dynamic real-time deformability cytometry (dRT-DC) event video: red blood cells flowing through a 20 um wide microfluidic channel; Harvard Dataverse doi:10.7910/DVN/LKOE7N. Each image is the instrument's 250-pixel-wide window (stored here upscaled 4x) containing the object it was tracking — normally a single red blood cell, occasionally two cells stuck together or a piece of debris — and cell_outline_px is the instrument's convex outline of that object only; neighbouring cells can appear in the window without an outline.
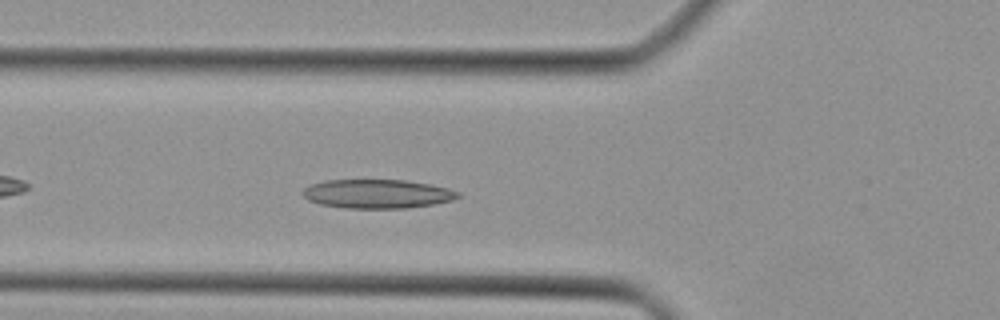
{"species": "Egyptian fruit bat (a non-hibernating species)", "species_latin": "Rousettus aegyptiacus", "temperature_condition": "cold", "stored_images_in_passage": 33, "camera_frame_rate_fps": 3000, "um_per_image_px": 0.085, "animal": {"sex": "female"}, "frame": {"image": 1, "passage_image": 5, "time_ms": 1.333, "image_size_px": [1000, 320], "cell_outline_px": [[460, 196], [452, 200], [432, 204], [408, 208], [348, 208], [320, 204], [308, 200], [300, 192], [304, 188], [312, 184], [324, 180], [404, 180], [432, 184], [448, 188], [460, 192]], "centroid_in_image_um": [32.07, 16.47], "position_along_channel_um": 93.7, "area_um2": 26.18}}
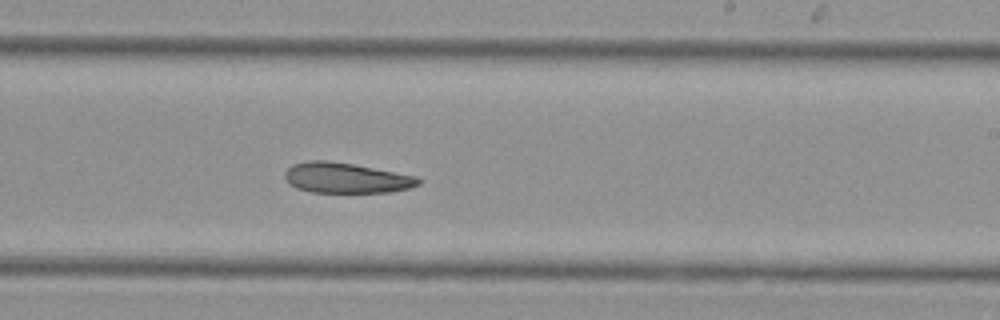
{"frame": {"image": 2, "passage_image": 16, "time_ms": 5.0, "image_size_px": [1000, 320], "cell_outline_px": [[420, 184], [408, 188], [388, 192], [312, 192], [296, 188], [288, 184], [284, 176], [284, 172], [292, 164], [308, 160], [328, 160], [352, 164], [416, 176], [420, 180]], "centroid_in_image_um": [29.35, 15.12], "position_along_channel_um": 259.7, "area_um2": 23.52}}
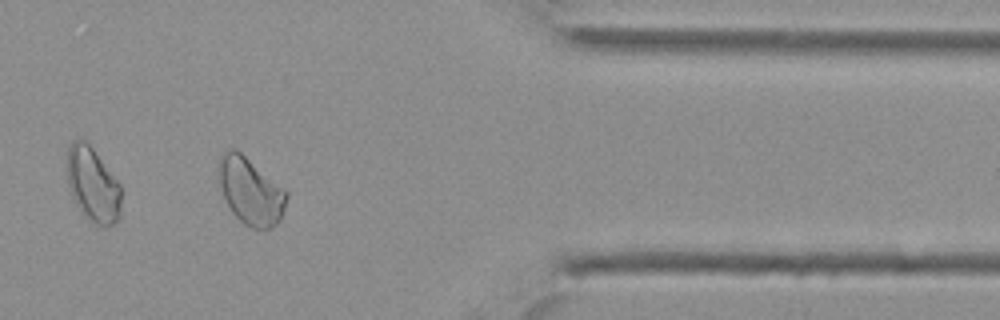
{"frame": {"image": 3, "passage_image": 26, "time_ms": 8.333, "image_size_px": [1000, 320], "cell_outline_px": [[288, 196], [284, 212], [280, 220], [276, 224], [268, 228], [252, 228], [244, 224], [232, 212], [224, 196], [220, 184], [220, 156], [224, 152], [232, 148], [236, 148], [284, 188], [288, 192]], "centroid_in_image_um": [21.34, 16.25], "position_along_channel_um": 390.1, "area_um2": 26.07}}